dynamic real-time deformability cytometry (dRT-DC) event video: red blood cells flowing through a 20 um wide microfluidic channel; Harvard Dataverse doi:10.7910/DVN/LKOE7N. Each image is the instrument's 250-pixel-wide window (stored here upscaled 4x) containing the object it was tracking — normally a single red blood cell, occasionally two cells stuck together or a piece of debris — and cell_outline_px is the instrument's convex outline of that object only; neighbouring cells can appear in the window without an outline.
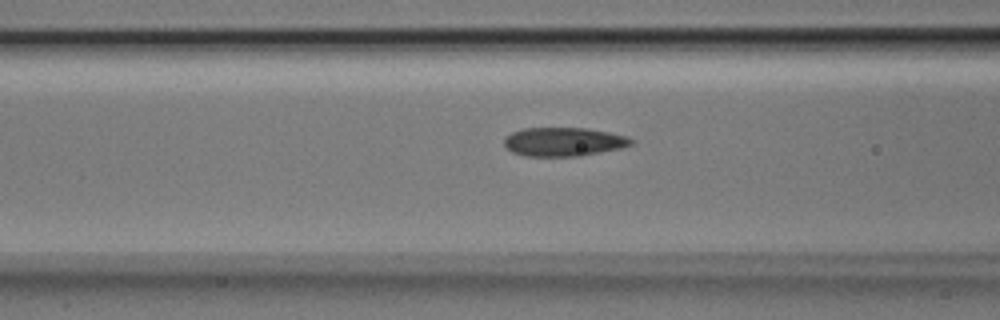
{"species": "Egyptian fruit bat (a non-hibernating species)", "species_latin": "Rousettus aegyptiacus", "temperature_condition": "room temperature", "stored_images_in_passage": 28, "camera_frame_rate_fps": 3000, "um_per_image_px": 0.085, "animal": {"sex": "male"}, "frame": {"image": 1, "passage_image": 10, "time_ms": 3.0, "image_size_px": [1000, 320], "cell_outline_px": [[636, 140], [632, 144], [620, 148], [580, 156], [524, 156], [512, 152], [504, 144], [504, 136], [512, 132], [524, 128], [588, 128], [628, 136]], "centroid_in_image_um": [47.91, 12.05], "position_along_channel_um": 118.7, "area_um2": 21.39}}
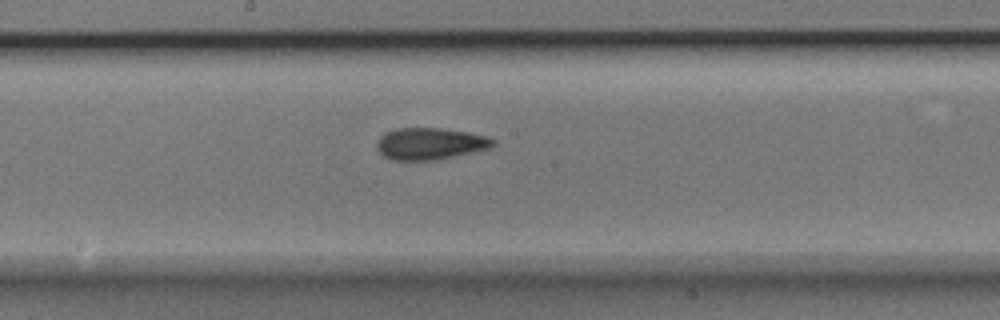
{"frame": {"image": 2, "passage_image": 17, "time_ms": 5.333, "image_size_px": [1000, 320], "cell_outline_px": [[496, 144], [488, 148], [452, 156], [432, 160], [392, 160], [384, 156], [376, 148], [376, 144], [380, 136], [384, 132], [396, 128], [444, 128], [468, 132], [488, 136], [496, 140]], "centroid_in_image_um": [36.53, 12.19], "position_along_channel_um": 211.7, "area_um2": 21.5}}
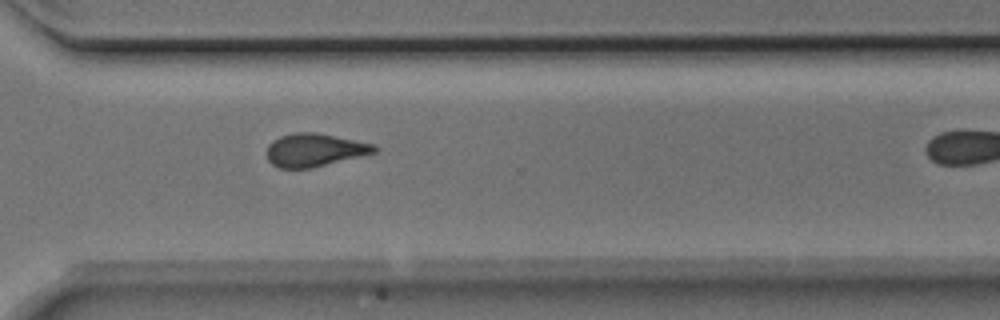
{"frame": {"image": 3, "passage_image": 27, "time_ms": 8.667, "image_size_px": [1000, 320], "cell_outline_px": [[380, 148], [376, 152], [312, 168], [280, 168], [272, 164], [268, 160], [268, 144], [272, 140], [280, 136], [296, 132], [316, 132], [376, 144]], "centroid_in_image_um": [26.76, 12.74], "position_along_channel_um": 343.8, "area_um2": 20.75}}